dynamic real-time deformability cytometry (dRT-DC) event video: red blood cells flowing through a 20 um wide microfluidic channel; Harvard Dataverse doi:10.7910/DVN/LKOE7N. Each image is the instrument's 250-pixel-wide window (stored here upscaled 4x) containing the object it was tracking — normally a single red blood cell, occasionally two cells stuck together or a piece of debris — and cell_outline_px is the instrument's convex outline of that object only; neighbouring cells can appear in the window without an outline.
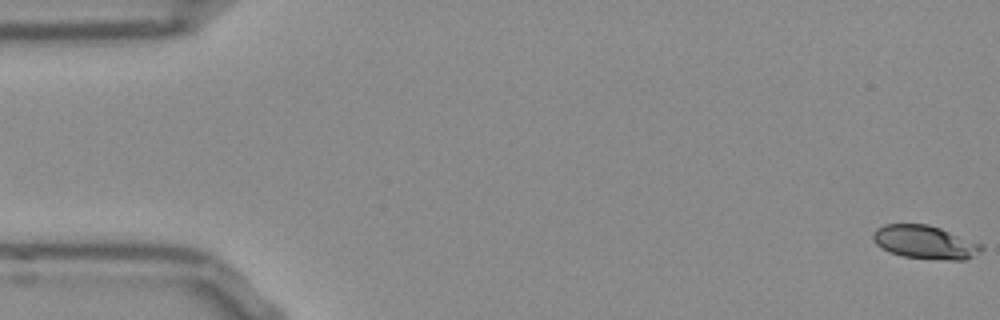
{"species": "Egyptian fruit bat (a non-hibernating species)", "species_latin": "Rousettus aegyptiacus", "temperature_condition": "room temperature", "stored_images_in_passage": 16, "camera_frame_rate_fps": 3000, "um_per_image_px": 0.085, "frame": {"image": 1, "passage_image": 1, "time_ms": 0.0, "image_size_px": [1000, 320], "cell_outline_px": [[984, 248], [980, 252], [964, 260], [952, 260], [904, 256], [892, 252], [876, 244], [872, 240], [872, 232], [876, 228], [884, 224], [928, 224], [940, 228], [984, 244]], "centroid_in_image_um": [78.64, 20.56], "position_along_channel_um": 6.4, "area_um2": 20.98}}
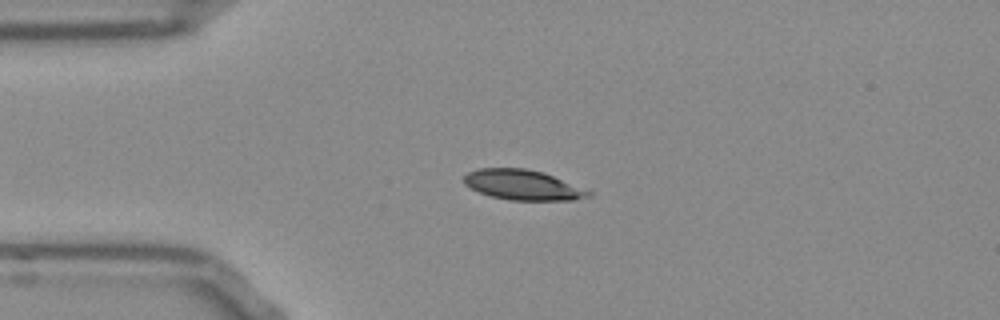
{"frame": {"image": 2, "passage_image": 13, "time_ms": 4.0, "image_size_px": [1000, 320], "cell_outline_px": [[592, 196], [572, 200], [508, 200], [492, 196], [480, 192], [464, 184], [464, 176], [468, 172], [476, 168], [524, 168], [544, 172], [592, 192]], "centroid_in_image_um": [44.43, 15.71], "position_along_channel_um": 40.6, "area_um2": 21.73}}